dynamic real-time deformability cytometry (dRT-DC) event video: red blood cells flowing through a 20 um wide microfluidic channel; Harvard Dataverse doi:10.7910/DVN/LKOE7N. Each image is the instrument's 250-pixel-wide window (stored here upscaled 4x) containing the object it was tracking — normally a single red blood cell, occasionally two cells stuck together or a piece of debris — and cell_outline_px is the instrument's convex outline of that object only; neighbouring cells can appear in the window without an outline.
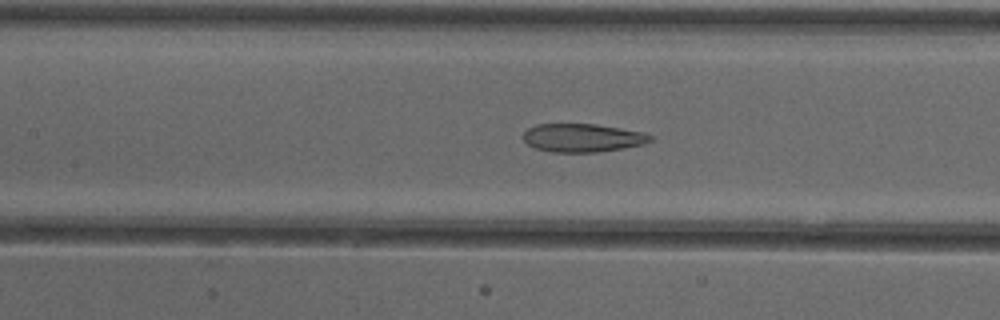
{"species": "common noctule bat (a hibernating species)", "species_latin": "Nyctalus noctula", "temperature_condition": "cold", "stored_images_in_passage": 39, "camera_frame_rate_fps": 3000, "um_per_image_px": 0.085, "animal": {"sex": "female"}, "frame": {"image": 1, "passage_image": 16, "time_ms": 5.0, "image_size_px": [1000, 320], "cell_outline_px": [[652, 140], [644, 144], [624, 148], [596, 152], [552, 152], [536, 148], [528, 144], [524, 140], [524, 132], [528, 128], [536, 124], [596, 124], [644, 132], [652, 136]], "centroid_in_image_um": [49.53, 11.71], "position_along_channel_um": 157.9, "area_um2": 20.92}}
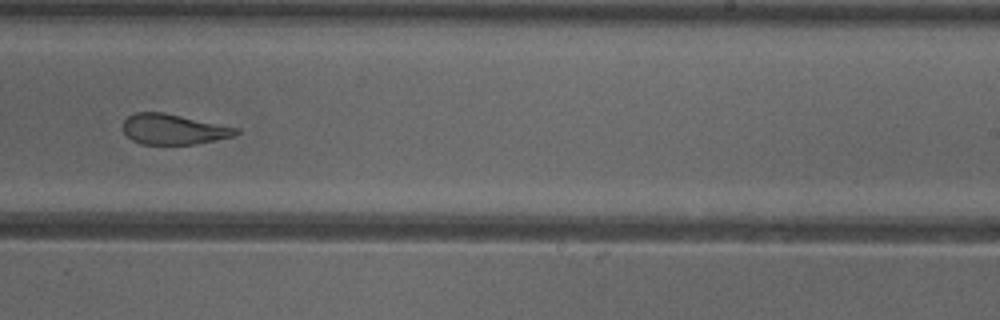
{"frame": {"image": 2, "passage_image": 25, "time_ms": 8.0, "image_size_px": [1000, 320], "cell_outline_px": [[240, 132], [236, 136], [196, 144], [140, 144], [132, 140], [120, 128], [124, 120], [128, 116], [136, 112], [160, 112], [240, 128]], "centroid_in_image_um": [14.74, 11.0], "position_along_channel_um": 274.3, "area_um2": 20.06}}
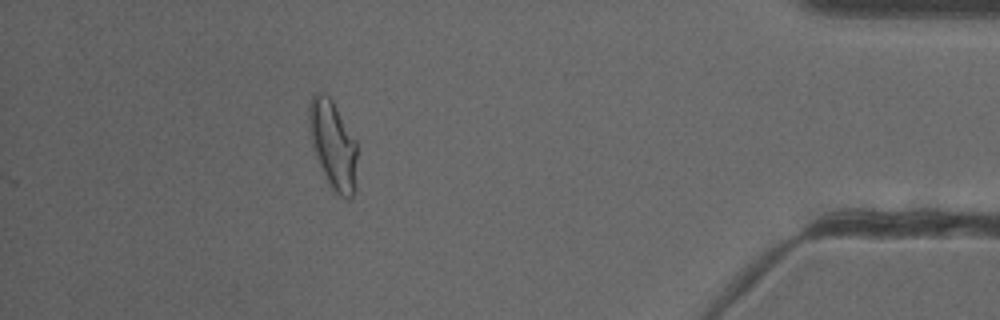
{"frame": {"image": 3, "passage_image": 39, "time_ms": 12.667, "image_size_px": [1000, 320], "cell_outline_px": [[356, 188], [352, 196], [348, 200], [340, 196], [328, 184], [312, 148], [308, 128], [308, 104], [312, 96], [316, 92], [324, 92], [332, 100], [356, 140]], "centroid_in_image_um": [28.28, 12.3], "position_along_channel_um": 406.9, "area_um2": 25.09}, "authors_computed_cell_mechanics": {"area_um2": 21.5594, "velocity_mm_per_s": 3.8968, "shape_relaxation_time_tau1_ms": null, "shape_relaxation_time_tau2_ms": 1.8799, "deformation_change_tau1": null, "deformation_change_tau2": 0.1035}}